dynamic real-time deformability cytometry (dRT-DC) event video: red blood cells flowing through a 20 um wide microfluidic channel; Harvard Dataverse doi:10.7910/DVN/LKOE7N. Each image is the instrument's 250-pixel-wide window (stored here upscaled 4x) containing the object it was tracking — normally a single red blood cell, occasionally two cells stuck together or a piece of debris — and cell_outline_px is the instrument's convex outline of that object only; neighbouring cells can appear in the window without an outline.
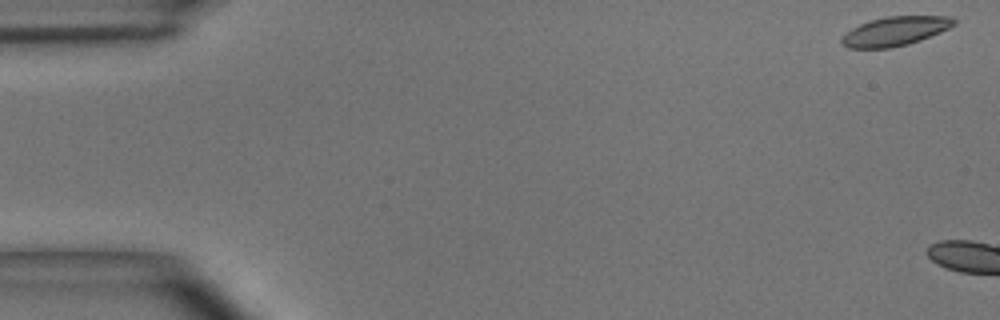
{"species": "common noctule bat (a hibernating species)", "species_latin": "Nyctalus noctula", "temperature_condition": "room temperature", "stored_images_in_passage": 2, "camera_frame_rate_fps": 3000, "um_per_image_px": 0.085, "animal": {"sex": "male", "body_mass_g": 15.6}, "frame": {"image": 1, "passage_image": 1, "time_ms": 0.0, "image_size_px": [1000, 320], "cell_outline_px": [[956, 24], [940, 32], [920, 40], [908, 44], [888, 48], [848, 48], [840, 44], [840, 36], [844, 32], [868, 20], [888, 16], [952, 16], [956, 20]], "centroid_in_image_um": [76.03, 2.65], "position_along_channel_um": 9.0, "area_um2": 19.25}}